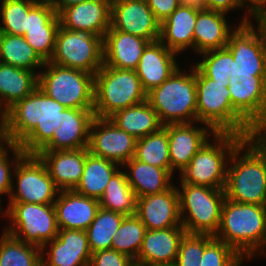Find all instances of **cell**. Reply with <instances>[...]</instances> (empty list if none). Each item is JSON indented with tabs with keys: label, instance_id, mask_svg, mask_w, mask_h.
<instances>
[{
	"label": "cell",
	"instance_id": "5bb4252c",
	"mask_svg": "<svg viewBox=\"0 0 266 266\" xmlns=\"http://www.w3.org/2000/svg\"><path fill=\"white\" fill-rule=\"evenodd\" d=\"M136 140L109 118L94 117L89 129L88 151L122 167L134 157Z\"/></svg>",
	"mask_w": 266,
	"mask_h": 266
},
{
	"label": "cell",
	"instance_id": "bcb514c9",
	"mask_svg": "<svg viewBox=\"0 0 266 266\" xmlns=\"http://www.w3.org/2000/svg\"><path fill=\"white\" fill-rule=\"evenodd\" d=\"M89 266H135V262L125 254L106 249L92 253Z\"/></svg>",
	"mask_w": 266,
	"mask_h": 266
},
{
	"label": "cell",
	"instance_id": "f546056e",
	"mask_svg": "<svg viewBox=\"0 0 266 266\" xmlns=\"http://www.w3.org/2000/svg\"><path fill=\"white\" fill-rule=\"evenodd\" d=\"M109 119L135 139L143 138L163 127L157 112L147 100L119 110Z\"/></svg>",
	"mask_w": 266,
	"mask_h": 266
},
{
	"label": "cell",
	"instance_id": "4316f807",
	"mask_svg": "<svg viewBox=\"0 0 266 266\" xmlns=\"http://www.w3.org/2000/svg\"><path fill=\"white\" fill-rule=\"evenodd\" d=\"M227 13L215 10L198 11L194 27V53L225 48L236 24L228 23ZM232 27V28H230Z\"/></svg>",
	"mask_w": 266,
	"mask_h": 266
},
{
	"label": "cell",
	"instance_id": "d4e9b609",
	"mask_svg": "<svg viewBox=\"0 0 266 266\" xmlns=\"http://www.w3.org/2000/svg\"><path fill=\"white\" fill-rule=\"evenodd\" d=\"M88 148L59 151H39L36 155L45 163L50 177L59 190H73L83 173Z\"/></svg>",
	"mask_w": 266,
	"mask_h": 266
},
{
	"label": "cell",
	"instance_id": "277c9868",
	"mask_svg": "<svg viewBox=\"0 0 266 266\" xmlns=\"http://www.w3.org/2000/svg\"><path fill=\"white\" fill-rule=\"evenodd\" d=\"M224 191L230 201L266 204V163L245 139L230 157Z\"/></svg>",
	"mask_w": 266,
	"mask_h": 266
},
{
	"label": "cell",
	"instance_id": "f5cc1de1",
	"mask_svg": "<svg viewBox=\"0 0 266 266\" xmlns=\"http://www.w3.org/2000/svg\"><path fill=\"white\" fill-rule=\"evenodd\" d=\"M179 5L186 6L197 11L208 10L206 0H179Z\"/></svg>",
	"mask_w": 266,
	"mask_h": 266
},
{
	"label": "cell",
	"instance_id": "9f6ffc18",
	"mask_svg": "<svg viewBox=\"0 0 266 266\" xmlns=\"http://www.w3.org/2000/svg\"><path fill=\"white\" fill-rule=\"evenodd\" d=\"M256 21H258V22L262 25L263 30H264L265 33H266V15H260V16L256 19Z\"/></svg>",
	"mask_w": 266,
	"mask_h": 266
},
{
	"label": "cell",
	"instance_id": "b9f144b4",
	"mask_svg": "<svg viewBox=\"0 0 266 266\" xmlns=\"http://www.w3.org/2000/svg\"><path fill=\"white\" fill-rule=\"evenodd\" d=\"M242 258L231 246L214 238L204 250L200 266H242Z\"/></svg>",
	"mask_w": 266,
	"mask_h": 266
},
{
	"label": "cell",
	"instance_id": "603a6c76",
	"mask_svg": "<svg viewBox=\"0 0 266 266\" xmlns=\"http://www.w3.org/2000/svg\"><path fill=\"white\" fill-rule=\"evenodd\" d=\"M186 234L183 227L146 230L135 266L175 264L180 242Z\"/></svg>",
	"mask_w": 266,
	"mask_h": 266
},
{
	"label": "cell",
	"instance_id": "7bdbcfd3",
	"mask_svg": "<svg viewBox=\"0 0 266 266\" xmlns=\"http://www.w3.org/2000/svg\"><path fill=\"white\" fill-rule=\"evenodd\" d=\"M11 153L13 156L10 159ZM24 154L18 144L8 143L0 146V196L9 197L15 167Z\"/></svg>",
	"mask_w": 266,
	"mask_h": 266
},
{
	"label": "cell",
	"instance_id": "8d00e7d4",
	"mask_svg": "<svg viewBox=\"0 0 266 266\" xmlns=\"http://www.w3.org/2000/svg\"><path fill=\"white\" fill-rule=\"evenodd\" d=\"M125 215L99 208L95 219L86 230L92 253L111 249L112 239Z\"/></svg>",
	"mask_w": 266,
	"mask_h": 266
},
{
	"label": "cell",
	"instance_id": "60d3db41",
	"mask_svg": "<svg viewBox=\"0 0 266 266\" xmlns=\"http://www.w3.org/2000/svg\"><path fill=\"white\" fill-rule=\"evenodd\" d=\"M208 234L186 233L179 246L176 266H200V259L204 254L205 247L214 239Z\"/></svg>",
	"mask_w": 266,
	"mask_h": 266
},
{
	"label": "cell",
	"instance_id": "ba28073f",
	"mask_svg": "<svg viewBox=\"0 0 266 266\" xmlns=\"http://www.w3.org/2000/svg\"><path fill=\"white\" fill-rule=\"evenodd\" d=\"M179 212L182 227L188 234L215 235L221 217L224 189L184 183L178 179Z\"/></svg>",
	"mask_w": 266,
	"mask_h": 266
},
{
	"label": "cell",
	"instance_id": "d590c367",
	"mask_svg": "<svg viewBox=\"0 0 266 266\" xmlns=\"http://www.w3.org/2000/svg\"><path fill=\"white\" fill-rule=\"evenodd\" d=\"M0 266H42L41 248L0 233Z\"/></svg>",
	"mask_w": 266,
	"mask_h": 266
},
{
	"label": "cell",
	"instance_id": "db71d44e",
	"mask_svg": "<svg viewBox=\"0 0 266 266\" xmlns=\"http://www.w3.org/2000/svg\"><path fill=\"white\" fill-rule=\"evenodd\" d=\"M85 0H57L56 13L58 14L63 8L84 2Z\"/></svg>",
	"mask_w": 266,
	"mask_h": 266
},
{
	"label": "cell",
	"instance_id": "680465c9",
	"mask_svg": "<svg viewBox=\"0 0 266 266\" xmlns=\"http://www.w3.org/2000/svg\"><path fill=\"white\" fill-rule=\"evenodd\" d=\"M155 266H176L175 264L155 265Z\"/></svg>",
	"mask_w": 266,
	"mask_h": 266
},
{
	"label": "cell",
	"instance_id": "d6986e66",
	"mask_svg": "<svg viewBox=\"0 0 266 266\" xmlns=\"http://www.w3.org/2000/svg\"><path fill=\"white\" fill-rule=\"evenodd\" d=\"M146 230L182 227L179 212V195L173 184L168 190L137 198L136 214Z\"/></svg>",
	"mask_w": 266,
	"mask_h": 266
},
{
	"label": "cell",
	"instance_id": "7c38bea8",
	"mask_svg": "<svg viewBox=\"0 0 266 266\" xmlns=\"http://www.w3.org/2000/svg\"><path fill=\"white\" fill-rule=\"evenodd\" d=\"M13 176L8 202L54 204L60 190L38 155L24 154Z\"/></svg>",
	"mask_w": 266,
	"mask_h": 266
},
{
	"label": "cell",
	"instance_id": "7402d4cb",
	"mask_svg": "<svg viewBox=\"0 0 266 266\" xmlns=\"http://www.w3.org/2000/svg\"><path fill=\"white\" fill-rule=\"evenodd\" d=\"M178 56L160 40L146 46L135 70L146 93L160 86L179 68Z\"/></svg>",
	"mask_w": 266,
	"mask_h": 266
},
{
	"label": "cell",
	"instance_id": "8992f818",
	"mask_svg": "<svg viewBox=\"0 0 266 266\" xmlns=\"http://www.w3.org/2000/svg\"><path fill=\"white\" fill-rule=\"evenodd\" d=\"M243 140L234 133H215L177 176L184 183L224 189L230 157Z\"/></svg>",
	"mask_w": 266,
	"mask_h": 266
},
{
	"label": "cell",
	"instance_id": "f35d334b",
	"mask_svg": "<svg viewBox=\"0 0 266 266\" xmlns=\"http://www.w3.org/2000/svg\"><path fill=\"white\" fill-rule=\"evenodd\" d=\"M0 33L24 35L27 15L35 5L28 0H0Z\"/></svg>",
	"mask_w": 266,
	"mask_h": 266
},
{
	"label": "cell",
	"instance_id": "ffe728a7",
	"mask_svg": "<svg viewBox=\"0 0 266 266\" xmlns=\"http://www.w3.org/2000/svg\"><path fill=\"white\" fill-rule=\"evenodd\" d=\"M112 0H85L63 8L59 13L60 26L71 30H88L104 38L111 27Z\"/></svg>",
	"mask_w": 266,
	"mask_h": 266
},
{
	"label": "cell",
	"instance_id": "681fc988",
	"mask_svg": "<svg viewBox=\"0 0 266 266\" xmlns=\"http://www.w3.org/2000/svg\"><path fill=\"white\" fill-rule=\"evenodd\" d=\"M207 2V7L210 10H215V11H221L224 13H227L228 15L230 14L231 10H237V9H242L245 10L244 16L241 18L240 17V22L239 23H248L251 22L252 16L244 9L239 0H206ZM242 19V20H241Z\"/></svg>",
	"mask_w": 266,
	"mask_h": 266
},
{
	"label": "cell",
	"instance_id": "f1b7e54d",
	"mask_svg": "<svg viewBox=\"0 0 266 266\" xmlns=\"http://www.w3.org/2000/svg\"><path fill=\"white\" fill-rule=\"evenodd\" d=\"M122 168H125L128 183L137 198L164 192L174 184L171 183L173 175L167 169L138 161L135 158L127 161Z\"/></svg>",
	"mask_w": 266,
	"mask_h": 266
},
{
	"label": "cell",
	"instance_id": "484cf974",
	"mask_svg": "<svg viewBox=\"0 0 266 266\" xmlns=\"http://www.w3.org/2000/svg\"><path fill=\"white\" fill-rule=\"evenodd\" d=\"M150 41L119 30H108L103 38L104 65L136 70Z\"/></svg>",
	"mask_w": 266,
	"mask_h": 266
},
{
	"label": "cell",
	"instance_id": "ab89813d",
	"mask_svg": "<svg viewBox=\"0 0 266 266\" xmlns=\"http://www.w3.org/2000/svg\"><path fill=\"white\" fill-rule=\"evenodd\" d=\"M193 63L206 77L215 81H228L232 68V54L225 47L204 52Z\"/></svg>",
	"mask_w": 266,
	"mask_h": 266
},
{
	"label": "cell",
	"instance_id": "11a10c76",
	"mask_svg": "<svg viewBox=\"0 0 266 266\" xmlns=\"http://www.w3.org/2000/svg\"><path fill=\"white\" fill-rule=\"evenodd\" d=\"M28 1L36 5H47V6L53 7L56 11L57 0H28Z\"/></svg>",
	"mask_w": 266,
	"mask_h": 266
},
{
	"label": "cell",
	"instance_id": "44dd1931",
	"mask_svg": "<svg viewBox=\"0 0 266 266\" xmlns=\"http://www.w3.org/2000/svg\"><path fill=\"white\" fill-rule=\"evenodd\" d=\"M94 117L93 109L65 108L61 125L40 151L88 148L89 129Z\"/></svg>",
	"mask_w": 266,
	"mask_h": 266
},
{
	"label": "cell",
	"instance_id": "e0dca14e",
	"mask_svg": "<svg viewBox=\"0 0 266 266\" xmlns=\"http://www.w3.org/2000/svg\"><path fill=\"white\" fill-rule=\"evenodd\" d=\"M191 123L167 124L171 174H179L188 166L197 151L216 133L206 124ZM203 126V127H202Z\"/></svg>",
	"mask_w": 266,
	"mask_h": 266
},
{
	"label": "cell",
	"instance_id": "d6a6232c",
	"mask_svg": "<svg viewBox=\"0 0 266 266\" xmlns=\"http://www.w3.org/2000/svg\"><path fill=\"white\" fill-rule=\"evenodd\" d=\"M0 62L37 74L45 64L24 36L6 33H0Z\"/></svg>",
	"mask_w": 266,
	"mask_h": 266
},
{
	"label": "cell",
	"instance_id": "f907efd6",
	"mask_svg": "<svg viewBox=\"0 0 266 266\" xmlns=\"http://www.w3.org/2000/svg\"><path fill=\"white\" fill-rule=\"evenodd\" d=\"M239 2L254 20L266 10V0H239Z\"/></svg>",
	"mask_w": 266,
	"mask_h": 266
},
{
	"label": "cell",
	"instance_id": "ee69618b",
	"mask_svg": "<svg viewBox=\"0 0 266 266\" xmlns=\"http://www.w3.org/2000/svg\"><path fill=\"white\" fill-rule=\"evenodd\" d=\"M60 26H42L26 30L23 35L27 43L44 62H49L55 47L56 34Z\"/></svg>",
	"mask_w": 266,
	"mask_h": 266
},
{
	"label": "cell",
	"instance_id": "3957f363",
	"mask_svg": "<svg viewBox=\"0 0 266 266\" xmlns=\"http://www.w3.org/2000/svg\"><path fill=\"white\" fill-rule=\"evenodd\" d=\"M180 67L160 86L147 93V101L163 125L197 122L196 66Z\"/></svg>",
	"mask_w": 266,
	"mask_h": 266
},
{
	"label": "cell",
	"instance_id": "ac0fdd59",
	"mask_svg": "<svg viewBox=\"0 0 266 266\" xmlns=\"http://www.w3.org/2000/svg\"><path fill=\"white\" fill-rule=\"evenodd\" d=\"M91 255L86 231L74 229H59L41 248L42 266H89Z\"/></svg>",
	"mask_w": 266,
	"mask_h": 266
},
{
	"label": "cell",
	"instance_id": "c3c4849f",
	"mask_svg": "<svg viewBox=\"0 0 266 266\" xmlns=\"http://www.w3.org/2000/svg\"><path fill=\"white\" fill-rule=\"evenodd\" d=\"M156 20L161 24L179 6V0H146Z\"/></svg>",
	"mask_w": 266,
	"mask_h": 266
},
{
	"label": "cell",
	"instance_id": "74e56055",
	"mask_svg": "<svg viewBox=\"0 0 266 266\" xmlns=\"http://www.w3.org/2000/svg\"><path fill=\"white\" fill-rule=\"evenodd\" d=\"M145 232V225L136 215L125 216L112 239L111 249L129 256L135 261Z\"/></svg>",
	"mask_w": 266,
	"mask_h": 266
},
{
	"label": "cell",
	"instance_id": "6da1fadb",
	"mask_svg": "<svg viewBox=\"0 0 266 266\" xmlns=\"http://www.w3.org/2000/svg\"><path fill=\"white\" fill-rule=\"evenodd\" d=\"M65 108L37 87L8 109L10 143L18 144L25 154H37L61 125Z\"/></svg>",
	"mask_w": 266,
	"mask_h": 266
},
{
	"label": "cell",
	"instance_id": "f6af8a7d",
	"mask_svg": "<svg viewBox=\"0 0 266 266\" xmlns=\"http://www.w3.org/2000/svg\"><path fill=\"white\" fill-rule=\"evenodd\" d=\"M42 26H60L59 17L53 7L35 4L27 15L26 30Z\"/></svg>",
	"mask_w": 266,
	"mask_h": 266
},
{
	"label": "cell",
	"instance_id": "7dc6e473",
	"mask_svg": "<svg viewBox=\"0 0 266 266\" xmlns=\"http://www.w3.org/2000/svg\"><path fill=\"white\" fill-rule=\"evenodd\" d=\"M244 139L257 151L266 163V122L251 124Z\"/></svg>",
	"mask_w": 266,
	"mask_h": 266
},
{
	"label": "cell",
	"instance_id": "cb8c5ba5",
	"mask_svg": "<svg viewBox=\"0 0 266 266\" xmlns=\"http://www.w3.org/2000/svg\"><path fill=\"white\" fill-rule=\"evenodd\" d=\"M59 229L86 231L100 208L98 199L60 190L54 202Z\"/></svg>",
	"mask_w": 266,
	"mask_h": 266
},
{
	"label": "cell",
	"instance_id": "1f68e13d",
	"mask_svg": "<svg viewBox=\"0 0 266 266\" xmlns=\"http://www.w3.org/2000/svg\"><path fill=\"white\" fill-rule=\"evenodd\" d=\"M120 168L122 167L112 161L89 153L85 159L80 181L73 191L99 200L112 176Z\"/></svg>",
	"mask_w": 266,
	"mask_h": 266
},
{
	"label": "cell",
	"instance_id": "83f0119b",
	"mask_svg": "<svg viewBox=\"0 0 266 266\" xmlns=\"http://www.w3.org/2000/svg\"><path fill=\"white\" fill-rule=\"evenodd\" d=\"M198 11L179 5L160 25V41L178 55L194 52V27Z\"/></svg>",
	"mask_w": 266,
	"mask_h": 266
},
{
	"label": "cell",
	"instance_id": "4dcf8cb0",
	"mask_svg": "<svg viewBox=\"0 0 266 266\" xmlns=\"http://www.w3.org/2000/svg\"><path fill=\"white\" fill-rule=\"evenodd\" d=\"M38 87L34 71L0 62V102L9 109Z\"/></svg>",
	"mask_w": 266,
	"mask_h": 266
},
{
	"label": "cell",
	"instance_id": "8fae6325",
	"mask_svg": "<svg viewBox=\"0 0 266 266\" xmlns=\"http://www.w3.org/2000/svg\"><path fill=\"white\" fill-rule=\"evenodd\" d=\"M51 63L95 73L104 65L103 37L88 30L59 27Z\"/></svg>",
	"mask_w": 266,
	"mask_h": 266
},
{
	"label": "cell",
	"instance_id": "4fadbf2b",
	"mask_svg": "<svg viewBox=\"0 0 266 266\" xmlns=\"http://www.w3.org/2000/svg\"><path fill=\"white\" fill-rule=\"evenodd\" d=\"M239 23L229 35L226 48L232 54L230 75L266 76V33L255 21Z\"/></svg>",
	"mask_w": 266,
	"mask_h": 266
},
{
	"label": "cell",
	"instance_id": "52a82bcc",
	"mask_svg": "<svg viewBox=\"0 0 266 266\" xmlns=\"http://www.w3.org/2000/svg\"><path fill=\"white\" fill-rule=\"evenodd\" d=\"M147 100L136 71L103 65L94 75V116L109 118L119 110Z\"/></svg>",
	"mask_w": 266,
	"mask_h": 266
},
{
	"label": "cell",
	"instance_id": "7a4b0ae2",
	"mask_svg": "<svg viewBox=\"0 0 266 266\" xmlns=\"http://www.w3.org/2000/svg\"><path fill=\"white\" fill-rule=\"evenodd\" d=\"M214 237L231 246L249 261L266 256L265 205L244 204L225 198L218 230Z\"/></svg>",
	"mask_w": 266,
	"mask_h": 266
},
{
	"label": "cell",
	"instance_id": "5b68a950",
	"mask_svg": "<svg viewBox=\"0 0 266 266\" xmlns=\"http://www.w3.org/2000/svg\"><path fill=\"white\" fill-rule=\"evenodd\" d=\"M228 83L212 80L196 67L197 122L208 125L216 133L244 137L250 124L233 108Z\"/></svg>",
	"mask_w": 266,
	"mask_h": 266
},
{
	"label": "cell",
	"instance_id": "30bf717a",
	"mask_svg": "<svg viewBox=\"0 0 266 266\" xmlns=\"http://www.w3.org/2000/svg\"><path fill=\"white\" fill-rule=\"evenodd\" d=\"M8 203L3 216L9 222L3 229L6 233L40 248L57 237L59 228L54 204Z\"/></svg>",
	"mask_w": 266,
	"mask_h": 266
},
{
	"label": "cell",
	"instance_id": "e575fe53",
	"mask_svg": "<svg viewBox=\"0 0 266 266\" xmlns=\"http://www.w3.org/2000/svg\"><path fill=\"white\" fill-rule=\"evenodd\" d=\"M133 158L167 169L171 173L167 124L158 131L137 139Z\"/></svg>",
	"mask_w": 266,
	"mask_h": 266
},
{
	"label": "cell",
	"instance_id": "2e32d148",
	"mask_svg": "<svg viewBox=\"0 0 266 266\" xmlns=\"http://www.w3.org/2000/svg\"><path fill=\"white\" fill-rule=\"evenodd\" d=\"M233 108L251 125L266 122V76L230 75Z\"/></svg>",
	"mask_w": 266,
	"mask_h": 266
},
{
	"label": "cell",
	"instance_id": "6f0895ef",
	"mask_svg": "<svg viewBox=\"0 0 266 266\" xmlns=\"http://www.w3.org/2000/svg\"><path fill=\"white\" fill-rule=\"evenodd\" d=\"M1 204L2 203H1V200H0V214L3 216V215H5V210H2L3 208H2V205Z\"/></svg>",
	"mask_w": 266,
	"mask_h": 266
},
{
	"label": "cell",
	"instance_id": "836d02e7",
	"mask_svg": "<svg viewBox=\"0 0 266 266\" xmlns=\"http://www.w3.org/2000/svg\"><path fill=\"white\" fill-rule=\"evenodd\" d=\"M98 201L102 209L125 216L136 214L137 196L128 183L125 170L120 168L112 176Z\"/></svg>",
	"mask_w": 266,
	"mask_h": 266
},
{
	"label": "cell",
	"instance_id": "9a60e30c",
	"mask_svg": "<svg viewBox=\"0 0 266 266\" xmlns=\"http://www.w3.org/2000/svg\"><path fill=\"white\" fill-rule=\"evenodd\" d=\"M160 23L146 0H112L111 27L154 42L160 39Z\"/></svg>",
	"mask_w": 266,
	"mask_h": 266
},
{
	"label": "cell",
	"instance_id": "816d5d0a",
	"mask_svg": "<svg viewBox=\"0 0 266 266\" xmlns=\"http://www.w3.org/2000/svg\"><path fill=\"white\" fill-rule=\"evenodd\" d=\"M8 143V109L0 102V146Z\"/></svg>",
	"mask_w": 266,
	"mask_h": 266
},
{
	"label": "cell",
	"instance_id": "9c48e42d",
	"mask_svg": "<svg viewBox=\"0 0 266 266\" xmlns=\"http://www.w3.org/2000/svg\"><path fill=\"white\" fill-rule=\"evenodd\" d=\"M38 87L50 98L71 109H94V75L45 62Z\"/></svg>",
	"mask_w": 266,
	"mask_h": 266
}]
</instances>
